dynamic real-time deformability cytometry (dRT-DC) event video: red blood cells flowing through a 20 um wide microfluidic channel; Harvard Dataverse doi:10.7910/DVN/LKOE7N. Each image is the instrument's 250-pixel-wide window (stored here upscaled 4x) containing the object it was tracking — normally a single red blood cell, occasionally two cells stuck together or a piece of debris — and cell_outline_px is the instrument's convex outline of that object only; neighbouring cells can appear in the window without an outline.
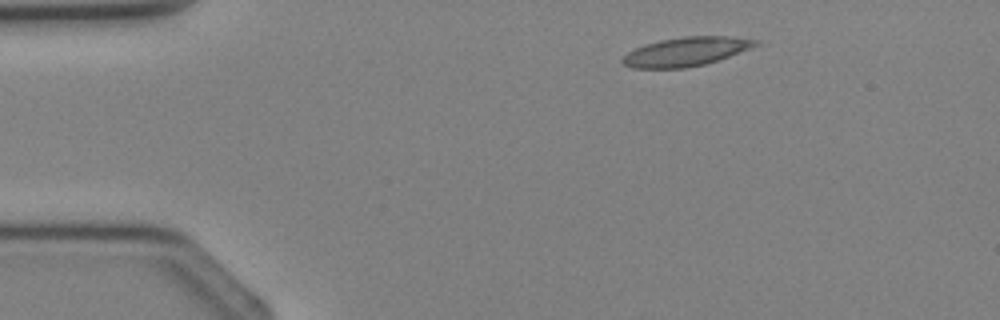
{"species": "Egyptian fruit bat (a non-hibernating species)", "species_latin": "Rousettus aegyptiacus", "temperature_condition": "cold", "stored_images_in_passage": 5, "camera_frame_rate_fps": 3000, "um_per_image_px": 0.085, "animal": {"sex": "female"}, "frame": {"image": 1, "passage_image": 5, "time_ms": 4.667, "image_size_px": [1000, 320], "cell_outline_px": [[768, 44], [704, 64], [684, 68], [632, 68], [624, 64], [620, 60], [628, 52], [644, 44], [660, 40], [684, 36], [728, 36], [768, 40]], "centroid_in_image_um": [58.49, 4.36], "position_along_channel_um": 26.5, "area_um2": 23.0}}